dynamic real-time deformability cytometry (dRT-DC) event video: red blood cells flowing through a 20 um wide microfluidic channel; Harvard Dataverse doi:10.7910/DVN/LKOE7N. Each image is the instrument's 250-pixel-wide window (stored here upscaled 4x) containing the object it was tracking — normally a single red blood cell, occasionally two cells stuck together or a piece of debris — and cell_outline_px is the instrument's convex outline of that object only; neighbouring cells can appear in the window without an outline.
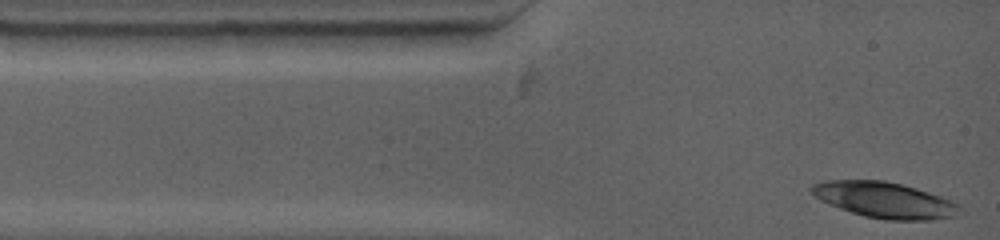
{"species": "common noctule bat (a hibernating species)", "species_latin": "Nyctalus noctula", "temperature_condition": "warm", "stored_images_in_passage": 34, "camera_frame_rate_fps": 4500, "um_per_image_px": 0.085, "animal": {"sex": "female", "body_mass_g": 19.0, "forearm_length_mm": 53.3}, "frame": {"image": 1, "passage_image": 1, "time_ms": 0.0, "image_size_px": [1000, 240], "cell_outline_px": [[956, 216], [932, 220], [884, 220], [864, 216], [828, 204], [820, 200], [812, 192], [812, 188], [816, 184], [832, 180], [880, 180], [900, 184], [936, 196], [952, 204]], "centroid_in_image_um": [75.06, 17.02], "position_along_channel_um": 9.9, "area_um2": 29.48}}
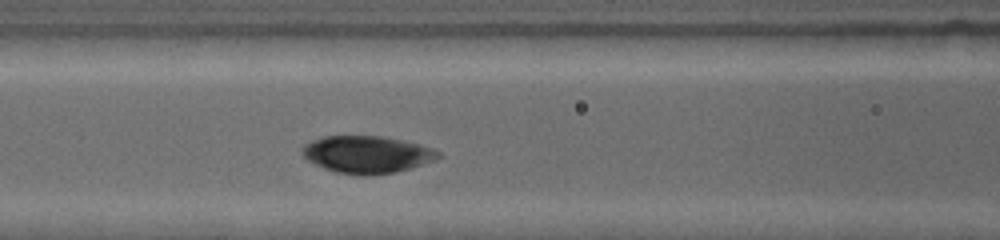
{"frame": {"image": 2, "passage_image": 23, "time_ms": 4.444, "image_size_px": [1000, 240], "cell_outline_px": [[440, 156], [420, 164], [396, 172], [372, 176], [360, 176], [336, 172], [324, 168], [308, 160], [304, 156], [304, 148], [312, 140], [324, 136], [380, 136], [412, 144], [436, 152]], "centroid_in_image_um": [31.07, 13.16], "position_along_channel_um": 135.5, "area_um2": 28.32}}
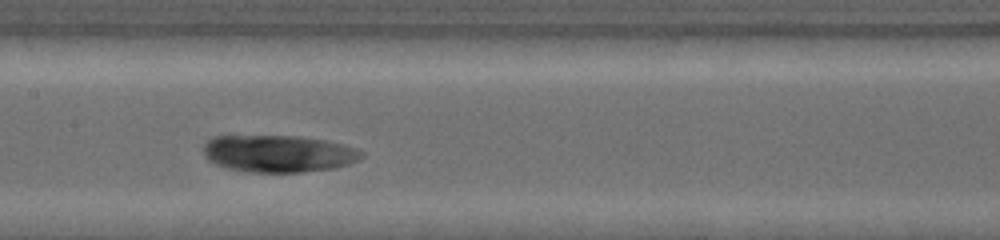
{"frame": {"image": 3, "passage_image": 30, "time_ms": 5.778, "image_size_px": [1000, 240], "cell_outline_px": [[360, 156], [348, 164], [336, 168], [300, 172], [244, 172], [224, 168], [216, 164], [204, 152], [204, 148], [208, 140], [216, 136], [296, 136], [320, 140]], "centroid_in_image_um": [23.43, 13.08], "position_along_channel_um": 184.0, "area_um2": 32.48}}